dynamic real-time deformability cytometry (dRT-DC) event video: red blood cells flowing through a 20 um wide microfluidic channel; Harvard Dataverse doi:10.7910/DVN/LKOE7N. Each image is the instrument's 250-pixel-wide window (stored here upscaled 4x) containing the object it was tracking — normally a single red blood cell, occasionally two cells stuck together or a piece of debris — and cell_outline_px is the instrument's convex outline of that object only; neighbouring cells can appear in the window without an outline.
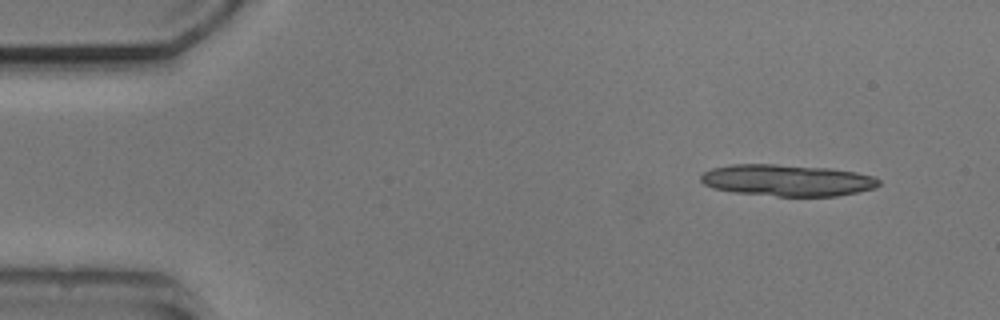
{"species": "common noctule bat (a hibernating species)", "species_latin": "Nyctalus noctula", "temperature_condition": "cold", "stored_images_in_passage": 4, "camera_frame_rate_fps": 3000, "um_per_image_px": 0.085, "animal": {"sex": "male", "body_mass_g": 20.5, "forearm_length_mm": 52.5}, "frame": {"image": 1, "passage_image": 1, "time_ms": 0.0, "image_size_px": [1000, 320], "cell_outline_px": [[880, 184], [876, 188], [836, 196], [776, 196], [732, 192], [712, 188], [704, 184], [700, 180], [700, 176], [704, 172], [712, 168], [732, 164], [776, 164], [828, 168], [856, 172], [876, 176], [880, 180]], "centroid_in_image_um": [66.91, 15.32], "position_along_channel_um": 18.1, "area_um2": 32.95}}